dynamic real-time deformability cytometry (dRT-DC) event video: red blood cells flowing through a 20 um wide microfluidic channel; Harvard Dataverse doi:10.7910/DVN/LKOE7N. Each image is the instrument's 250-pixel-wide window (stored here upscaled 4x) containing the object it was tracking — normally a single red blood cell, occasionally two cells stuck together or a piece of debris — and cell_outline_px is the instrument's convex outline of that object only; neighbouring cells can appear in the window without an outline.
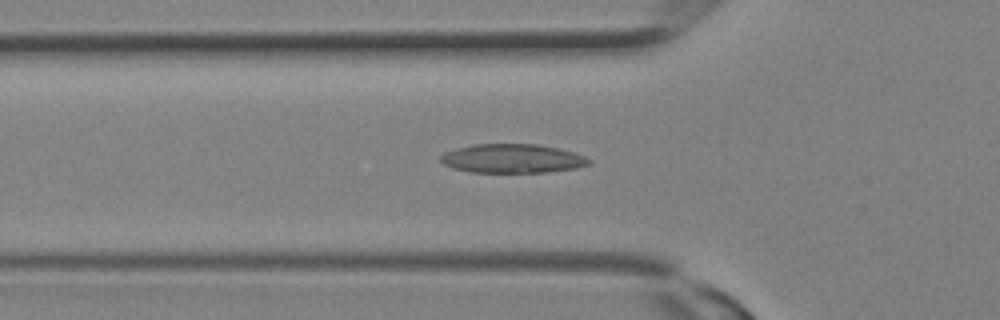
{"species": "Egyptian fruit bat (a non-hibernating species)", "species_latin": "Rousettus aegyptiacus", "temperature_condition": "room temperature", "stored_images_in_passage": 24, "camera_frame_rate_fps": 3000, "um_per_image_px": 0.085, "animal": {"sex": "female"}, "frame": {"image": 1, "passage_image": 9, "time_ms": 2.667, "image_size_px": [1000, 320], "cell_outline_px": [[592, 164], [576, 168], [548, 172], [468, 172], [452, 168], [444, 164], [440, 160], [440, 156], [444, 152], [456, 148], [472, 144], [536, 144], [556, 148], [572, 152], [584, 156], [592, 160]], "centroid_in_image_um": [43.53, 13.48], "position_along_channel_um": 82.3, "area_um2": 25.09}}
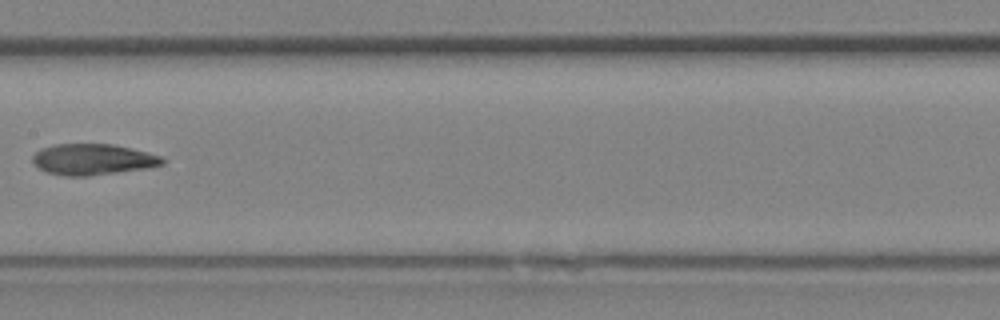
{"frame": {"image": 2, "passage_image": 14, "time_ms": 4.333, "image_size_px": [1000, 320], "cell_outline_px": [[168, 160], [164, 164], [148, 168], [88, 176], [64, 176], [48, 172], [40, 168], [32, 160], [32, 156], [40, 148], [56, 144], [112, 144], [132, 148], [148, 152], [160, 156]], "centroid_in_image_um": [7.93, 13.54], "position_along_channel_um": 199.5, "area_um2": 23.52}}
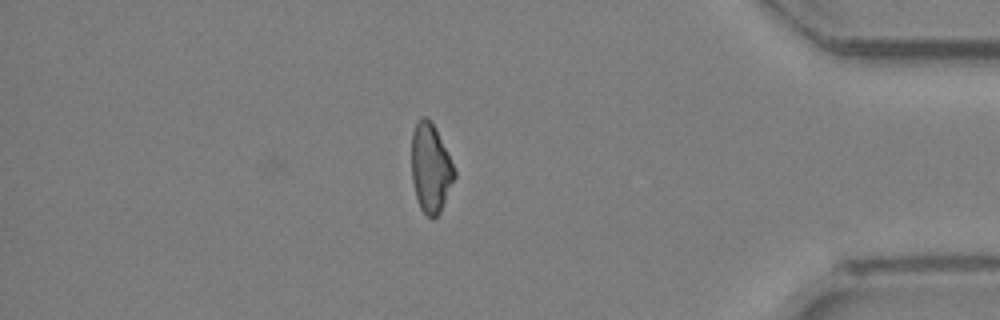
{"frame": {"image": 3, "passage_image": 24, "time_ms": 7.667, "image_size_px": [1000, 320], "cell_outline_px": [[456, 176], [440, 212], [432, 220], [420, 208], [416, 196], [412, 180], [412, 132], [420, 116], [424, 116], [432, 120], [436, 128], [456, 172]], "centroid_in_image_um": [36.6, 14.27], "position_along_channel_um": 398.6, "area_um2": 22.14}}